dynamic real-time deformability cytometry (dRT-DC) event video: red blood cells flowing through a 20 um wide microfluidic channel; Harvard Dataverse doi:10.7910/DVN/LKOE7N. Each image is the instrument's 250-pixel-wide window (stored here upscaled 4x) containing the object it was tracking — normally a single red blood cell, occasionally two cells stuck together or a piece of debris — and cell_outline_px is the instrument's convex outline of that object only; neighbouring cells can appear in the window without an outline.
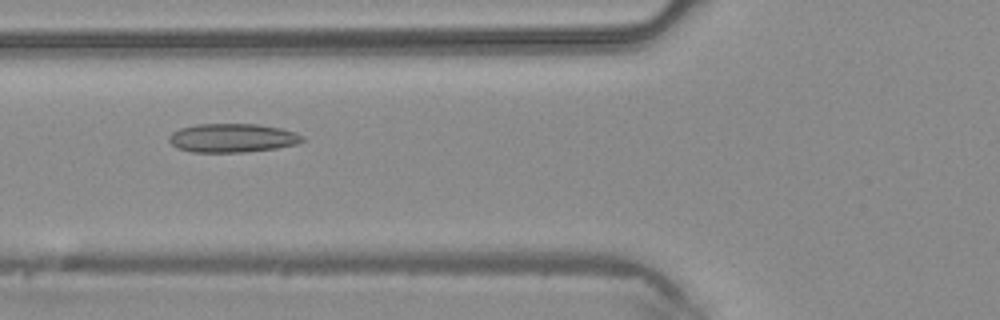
{"species": "common noctule bat (a hibernating species)", "species_latin": "Nyctalus noctula", "temperature_condition": "warm", "stored_images_in_passage": 31, "camera_frame_rate_fps": 3000, "um_per_image_px": 0.085, "animal": {"sex": "male", "body_mass_g": 20.4}, "frame": {"image": 1, "passage_image": 3, "time_ms": 0.667, "image_size_px": [1000, 320], "cell_outline_px": [[304, 140], [296, 144], [276, 148], [244, 152], [192, 152], [176, 148], [168, 140], [168, 136], [172, 132], [180, 128], [196, 124], [256, 124], [280, 128], [296, 132], [304, 136]], "centroid_in_image_um": [19.73, 11.72], "position_along_channel_um": 106.1, "area_um2": 22.43}}
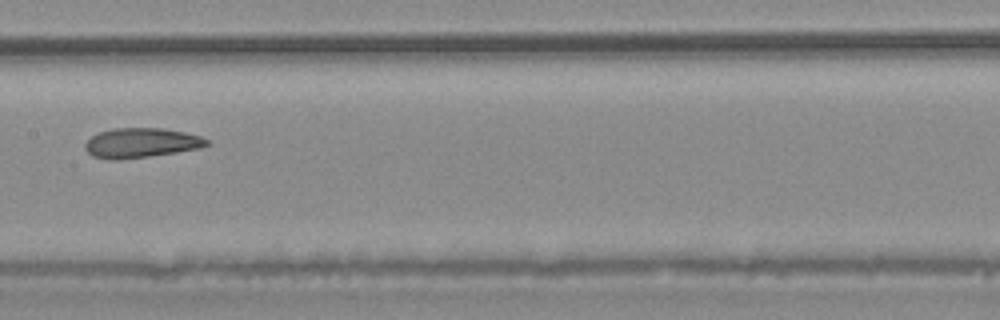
{"frame": {"image": 2, "passage_image": 9, "time_ms": 2.667, "image_size_px": [1000, 320], "cell_outline_px": [[212, 144], [200, 148], [176, 152], [120, 160], [112, 160], [92, 156], [84, 148], [84, 144], [92, 136], [100, 132], [112, 128], [164, 128], [184, 132], [200, 136], [208, 140]], "centroid_in_image_um": [12.0, 12.14], "position_along_channel_um": 195.4, "area_um2": 21.1}}
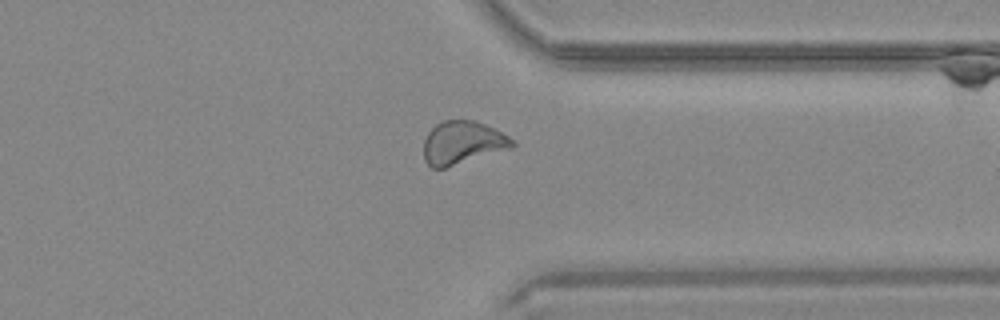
{"frame": {"image": 3, "passage_image": 21, "time_ms": 6.667, "image_size_px": [1000, 320], "cell_outline_px": [[516, 144], [512, 148], [444, 168], [432, 168], [424, 160], [424, 140], [428, 132], [436, 124], [444, 120], [472, 120], [484, 124], [508, 136]], "centroid_in_image_um": [39.29, 12.13], "position_along_channel_um": 372.1, "area_um2": 22.02}}